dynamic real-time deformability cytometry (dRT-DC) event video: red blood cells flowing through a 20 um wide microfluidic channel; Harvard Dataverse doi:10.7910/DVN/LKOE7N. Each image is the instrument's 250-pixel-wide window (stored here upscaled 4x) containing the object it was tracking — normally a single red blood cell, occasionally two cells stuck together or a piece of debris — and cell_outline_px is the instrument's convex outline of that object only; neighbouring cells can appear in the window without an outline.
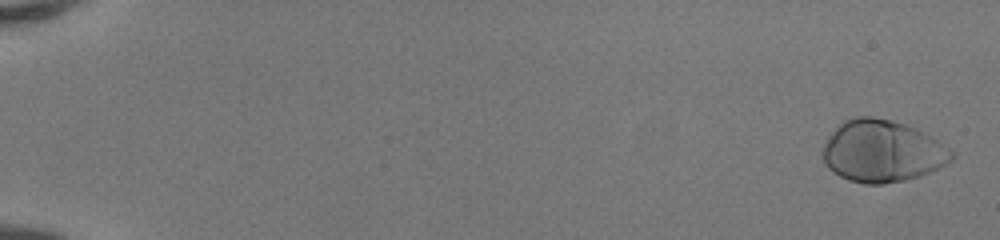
{"species": "human", "species_latin": "Homo sapiens", "temperature_condition": "room temperature", "stored_images_in_passage": 51, "camera_frame_rate_fps": 3000, "um_per_image_px": 0.085, "donor": {"sex": "female"}, "frame": {"image": 1, "passage_image": 2, "time_ms": 0.333, "image_size_px": [1000, 240], "cell_outline_px": [[956, 156], [948, 164], [920, 176], [904, 180], [884, 184], [864, 184], [848, 180], [832, 172], [824, 164], [824, 144], [828, 136], [844, 120], [852, 116], [872, 116], [904, 124], [916, 128], [936, 140], [948, 148]], "centroid_in_image_um": [74.98, 12.86], "position_along_channel_um": 10.0, "area_um2": 46.47}}
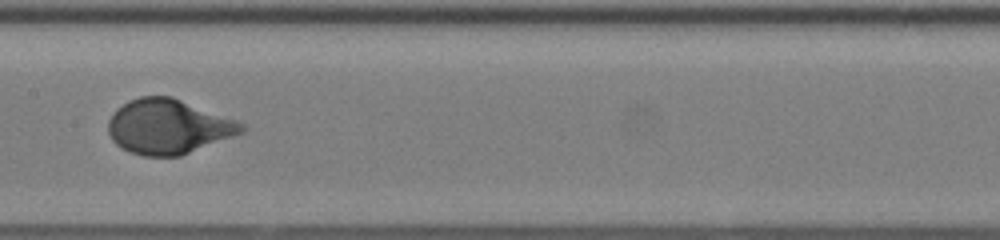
{"frame": {"image": 2, "passage_image": 29, "time_ms": 9.333, "image_size_px": [1000, 240], "cell_outline_px": [[248, 128], [244, 132], [180, 156], [144, 156], [120, 148], [112, 140], [108, 132], [108, 120], [112, 112], [116, 108], [128, 100], [140, 96], [172, 96], [236, 120], [244, 124]], "centroid_in_image_um": [14.28, 10.75], "position_along_channel_um": 193.1, "area_um2": 42.66}}
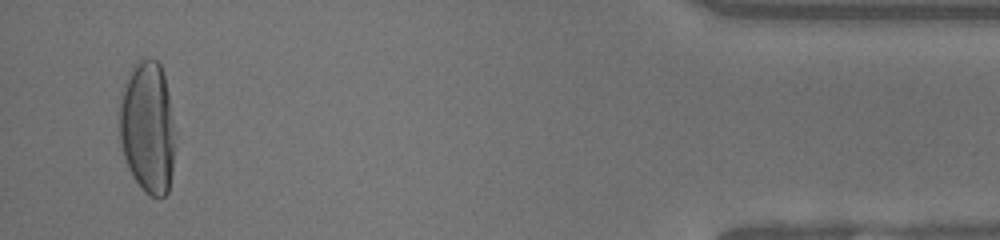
{"frame": {"image": 3, "passage_image": 50, "time_ms": 16.333, "image_size_px": [1000, 240], "cell_outline_px": [[172, 172], [168, 192], [160, 200], [148, 196], [144, 192], [132, 176], [128, 168], [124, 156], [120, 140], [120, 92], [128, 72], [136, 60], [156, 60], [160, 64], [164, 76], [168, 92], [172, 120]], "centroid_in_image_um": [12.51, 10.85], "position_along_channel_um": 422.7, "area_um2": 42.71}, "authors_computed_cell_mechanics": {"area_um2": 42.5408, "velocity_mm_per_s": 4.1561, "shape_relaxation_time_tau1_ms": 2.847, "shape_relaxation_time_tau2_ms": null, "deformation_change_tau1": 0.1836, "deformation_change_tau2": null}}